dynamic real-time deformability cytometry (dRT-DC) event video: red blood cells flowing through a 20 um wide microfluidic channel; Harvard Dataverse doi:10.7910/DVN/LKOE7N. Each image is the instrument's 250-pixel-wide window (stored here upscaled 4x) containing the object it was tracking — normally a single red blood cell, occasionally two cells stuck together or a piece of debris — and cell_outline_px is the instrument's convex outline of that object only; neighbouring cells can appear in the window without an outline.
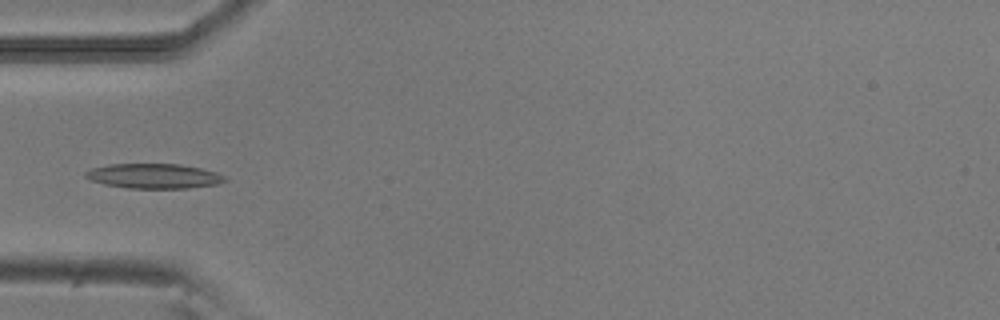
{"species": "common noctule bat (a hibernating species)", "species_latin": "Nyctalus noctula", "temperature_condition": "room temperature", "stored_images_in_passage": 14, "camera_frame_rate_fps": 3000, "um_per_image_px": 0.085, "animal": {"sex": "male", "body_mass_g": 20.5, "forearm_length_mm": 52.5}, "frame": {"image": 1, "passage_image": 1, "time_ms": 0.0, "image_size_px": [1000, 320], "cell_outline_px": [[228, 180], [216, 184], [188, 188], [128, 188], [104, 184], [92, 180], [84, 176], [84, 172], [92, 168], [108, 164], [180, 164], [200, 168], [216, 172], [224, 176]], "centroid_in_image_um": [13.07, 14.96], "position_along_channel_um": 71.9, "area_um2": 20.06}}
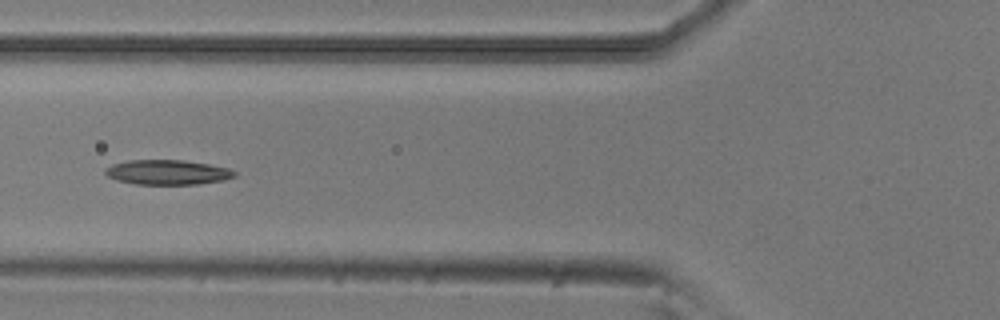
{"frame": {"image": 2, "passage_image": 4, "time_ms": 1.0, "image_size_px": [1000, 320], "cell_outline_px": [[236, 176], [224, 180], [196, 184], [136, 184], [116, 180], [108, 176], [104, 172], [112, 164], [128, 160], [184, 160], [208, 164], [228, 168], [236, 172]], "centroid_in_image_um": [14.24, 14.64], "position_along_channel_um": 111.6, "area_um2": 18.55}}
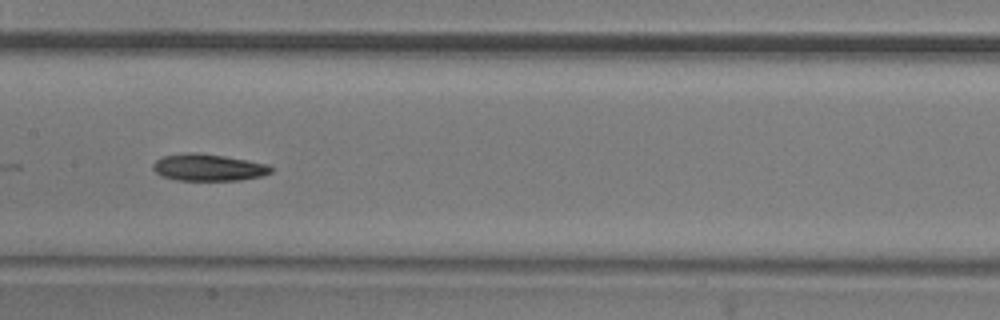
{"frame": {"image": 3, "passage_image": 10, "time_ms": 3.0, "image_size_px": [1000, 320], "cell_outline_px": [[272, 172], [264, 176], [240, 180], [176, 180], [160, 176], [152, 168], [152, 164], [156, 160], [164, 156], [184, 152], [200, 152], [248, 160], [268, 164], [272, 168]], "centroid_in_image_um": [17.7, 14.23], "position_along_channel_um": 189.7, "area_um2": 18.73}}